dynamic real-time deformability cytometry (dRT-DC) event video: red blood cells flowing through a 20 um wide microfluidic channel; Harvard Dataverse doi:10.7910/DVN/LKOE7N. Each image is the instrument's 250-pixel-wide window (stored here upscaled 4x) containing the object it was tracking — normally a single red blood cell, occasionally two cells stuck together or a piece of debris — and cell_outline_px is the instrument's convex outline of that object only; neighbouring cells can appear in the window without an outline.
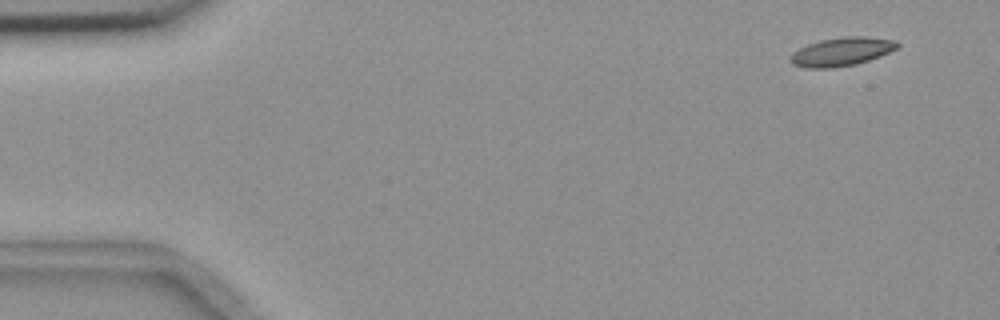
{"species": "common noctule bat (a hibernating species)", "species_latin": "Nyctalus noctula", "temperature_condition": "room temperature", "stored_images_in_passage": 4, "camera_frame_rate_fps": 3000, "um_per_image_px": 0.085, "animal": {"sex": "female", "body_mass_g": 18.4}, "frame": {"image": 1, "passage_image": 1, "time_ms": 0.0, "image_size_px": [1000, 320], "cell_outline_px": [[900, 44], [896, 48], [880, 56], [856, 64], [832, 68], [804, 68], [792, 64], [788, 60], [788, 56], [792, 52], [808, 44], [820, 40], [844, 36], [864, 36], [896, 40]], "centroid_in_image_um": [71.49, 4.39], "position_along_channel_um": 13.5, "area_um2": 17.92}}